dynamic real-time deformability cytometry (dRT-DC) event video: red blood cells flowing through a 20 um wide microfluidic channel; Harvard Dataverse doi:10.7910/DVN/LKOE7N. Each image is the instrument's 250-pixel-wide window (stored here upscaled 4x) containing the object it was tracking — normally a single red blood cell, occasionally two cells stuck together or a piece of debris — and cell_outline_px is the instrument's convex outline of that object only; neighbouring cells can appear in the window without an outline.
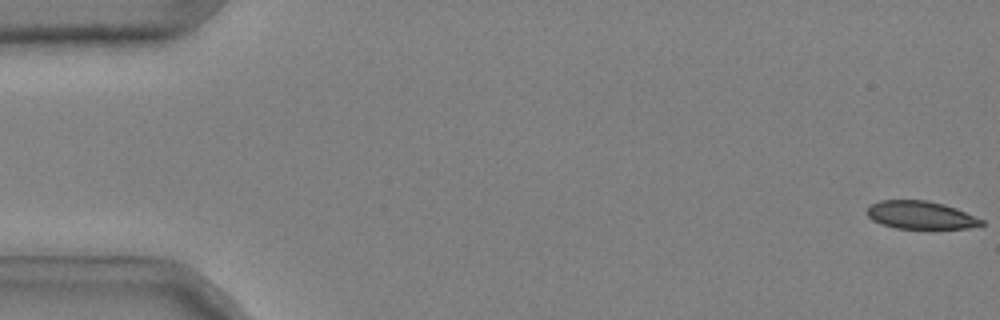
{"species": "common noctule bat (a hibernating species)", "species_latin": "Nyctalus noctula", "temperature_condition": "cold", "stored_images_in_passage": 52, "camera_frame_rate_fps": 3000, "um_per_image_px": 0.085, "animal": {"sex": "male", "body_mass_g": 20.4}, "frame": {"image": 1, "passage_image": 1, "time_ms": 0.0, "image_size_px": [1000, 320], "cell_outline_px": [[984, 224], [968, 228], [896, 228], [880, 224], [872, 220], [868, 216], [868, 208], [872, 204], [880, 200], [928, 200], [944, 204], [956, 208], [984, 220]], "centroid_in_image_um": [78.25, 18.27], "position_along_channel_um": 6.7, "area_um2": 18.5}}
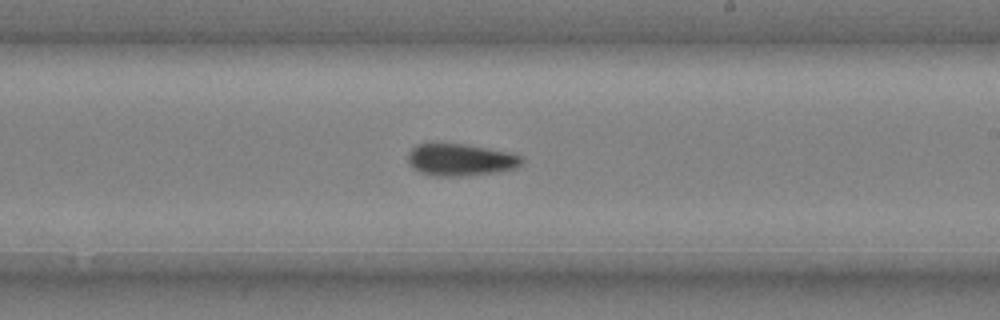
{"frame": {"image": 2, "passage_image": 32, "time_ms": 10.333, "image_size_px": [1000, 320], "cell_outline_px": [[524, 160], [516, 168], [496, 172], [464, 176], [432, 176], [420, 172], [408, 164], [408, 152], [416, 144], [464, 144], [508, 152], [520, 156]], "centroid_in_image_um": [39.11, 13.59], "position_along_channel_um": 249.9, "area_um2": 21.15}}
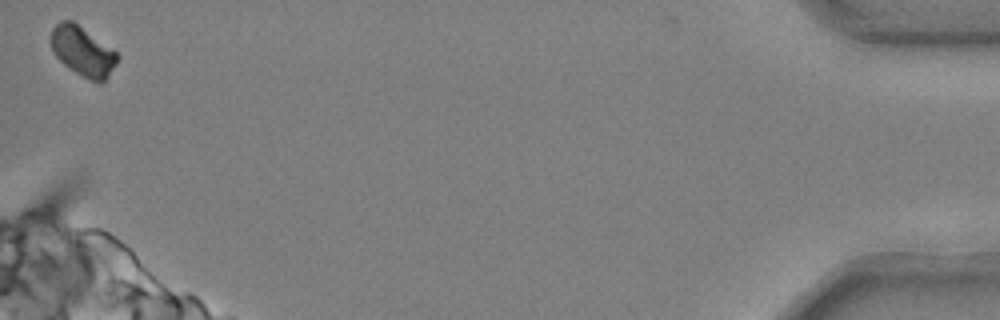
{"frame": {"image": 3, "passage_image": 52, "time_ms": 17.0, "image_size_px": [1000, 320], "cell_outline_px": [[120, 56], [116, 64], [108, 76], [100, 84], [76, 72], [64, 64], [52, 52], [48, 40], [52, 28], [60, 20], [72, 20], [116, 52]], "centroid_in_image_um": [6.98, 4.33], "position_along_channel_um": 428.2, "area_um2": 19.07}, "authors_computed_cell_mechanics": {"area_um2": 20.9525, "velocity_mm_per_s": 3.7092, "shape_relaxation_time_tau1_ms": null, "shape_relaxation_time_tau2_ms": 4.494, "deformation_change_tau1": null, "deformation_change_tau2": 0.0963}}